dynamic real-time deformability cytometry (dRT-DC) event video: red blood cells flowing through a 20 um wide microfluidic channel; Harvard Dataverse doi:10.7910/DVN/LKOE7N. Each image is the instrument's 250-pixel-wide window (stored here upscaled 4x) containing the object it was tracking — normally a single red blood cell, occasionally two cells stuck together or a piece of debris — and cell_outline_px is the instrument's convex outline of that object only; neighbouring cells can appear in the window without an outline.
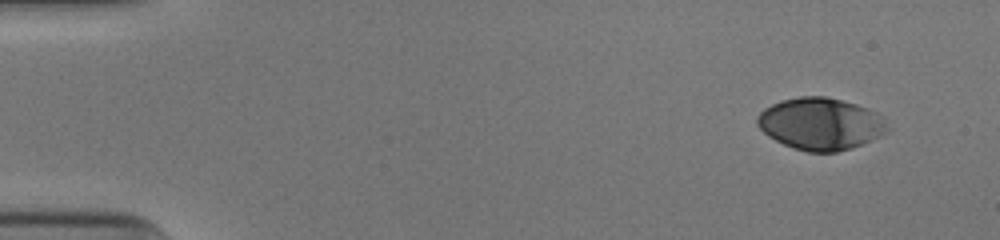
{"species": "human", "species_latin": "Homo sapiens", "temperature_condition": "cold", "stored_images_in_passage": 49, "camera_frame_rate_fps": 3000, "um_per_image_px": 0.085, "donor": {"sex": "male"}, "frame": {"image": 1, "passage_image": 1, "time_ms": 0.0, "image_size_px": [1000, 240], "cell_outline_px": [[888, 132], [880, 136], [852, 148], [836, 152], [808, 152], [792, 148], [768, 136], [756, 124], [756, 116], [764, 108], [780, 100], [800, 96], [824, 96], [856, 104], [868, 108], [876, 112], [888, 128]], "centroid_in_image_um": [69.71, 10.52], "position_along_channel_um": 15.3, "area_um2": 39.42}}
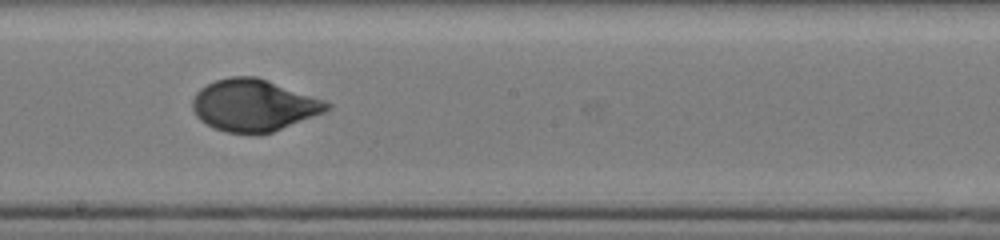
{"frame": {"image": 2, "passage_image": 27, "time_ms": 8.667, "image_size_px": [1000, 240], "cell_outline_px": [[332, 108], [324, 112], [272, 132], [224, 132], [200, 120], [196, 116], [192, 108], [192, 100], [196, 92], [200, 88], [216, 80], [232, 76], [256, 76], [268, 80], [324, 100], [332, 104]], "centroid_in_image_um": [21.56, 8.93], "position_along_channel_um": 226.6, "area_um2": 40.11}}
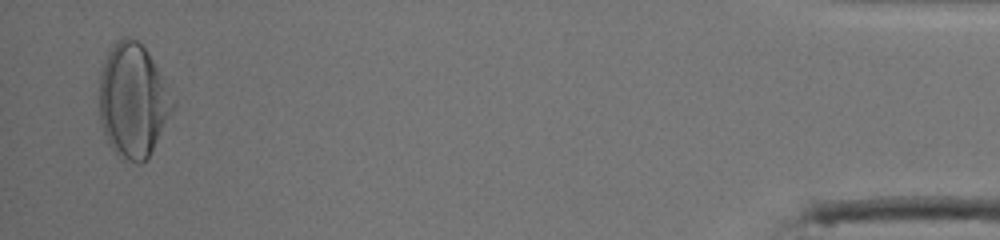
{"frame": {"image": 3, "passage_image": 48, "time_ms": 15.667, "image_size_px": [1000, 240], "cell_outline_px": [[176, 104], [148, 156], [140, 164], [136, 164], [120, 160], [108, 144], [100, 120], [100, 72], [104, 60], [112, 44], [116, 40], [124, 36], [128, 36], [136, 40], [144, 48], [152, 60], [176, 100]], "centroid_in_image_um": [11.28, 8.56], "position_along_channel_um": 423.9, "area_um2": 48.73}, "authors_computed_cell_mechanics": {"area_um2": 39.9976, "velocity_mm_per_s": 3.9207, "shape_relaxation_time_tau1_ms": 4.6292, "shape_relaxation_time_tau2_ms": 0.6753, "deformation_change_tau1": 0.1814, "deformation_change_tau2": 0.037}}